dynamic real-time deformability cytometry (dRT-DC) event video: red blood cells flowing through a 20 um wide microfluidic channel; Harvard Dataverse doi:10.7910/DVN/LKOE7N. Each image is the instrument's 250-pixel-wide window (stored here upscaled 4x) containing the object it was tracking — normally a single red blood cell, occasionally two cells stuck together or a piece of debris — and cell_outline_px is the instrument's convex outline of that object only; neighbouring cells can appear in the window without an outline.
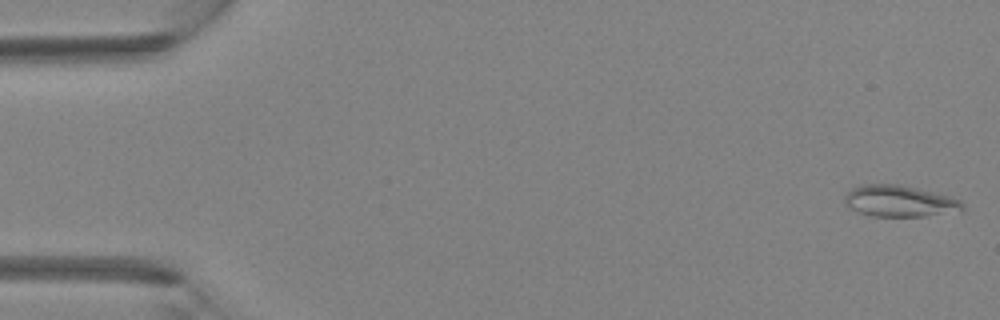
{"species": "Egyptian fruit bat (a non-hibernating species)", "species_latin": "Rousettus aegyptiacus", "temperature_condition": "room temperature", "stored_images_in_passage": 4, "camera_frame_rate_fps": 3000, "um_per_image_px": 0.085, "animal": {"sex": "female"}, "frame": {"image": 1, "passage_image": 1, "time_ms": 0.0, "image_size_px": [1000, 320], "cell_outline_px": [[964, 212], [924, 216], [872, 216], [848, 208], [844, 204], [844, 196], [852, 188], [860, 184], [896, 184], [916, 188], [948, 196], [960, 200], [964, 204]], "centroid_in_image_um": [76.47, 17.1], "position_along_channel_um": 8.5, "area_um2": 21.73}}